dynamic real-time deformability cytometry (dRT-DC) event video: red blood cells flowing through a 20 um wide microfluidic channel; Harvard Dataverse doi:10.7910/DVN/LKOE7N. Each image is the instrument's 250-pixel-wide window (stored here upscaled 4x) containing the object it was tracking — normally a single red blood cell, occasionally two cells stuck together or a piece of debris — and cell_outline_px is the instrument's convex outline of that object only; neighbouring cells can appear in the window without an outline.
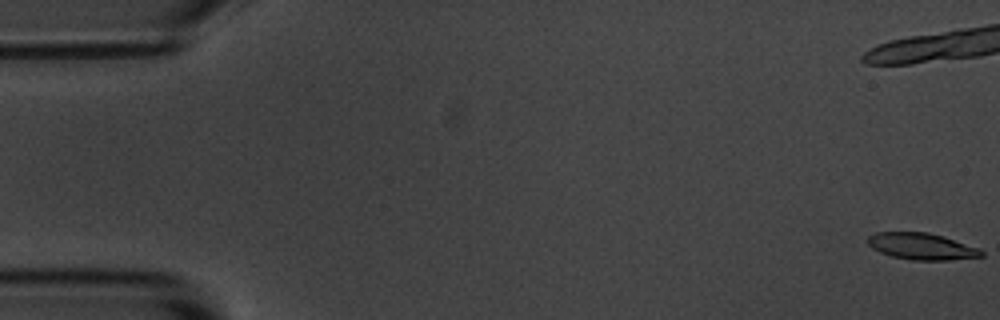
{"species": "common noctule bat (a hibernating species)", "species_latin": "Nyctalus noctula", "temperature_condition": "room temperature", "stored_images_in_passage": 21, "camera_frame_rate_fps": 3000, "um_per_image_px": 0.085, "animal": {"sex": "male", "body_mass_g": 20.1, "forearm_length_mm": 53.5}, "frame": {"image": 1, "passage_image": 1, "time_ms": 0.0, "image_size_px": [1000, 320], "cell_outline_px": [[984, 256], [948, 260], [912, 260], [892, 256], [880, 252], [872, 248], [868, 244], [868, 236], [876, 232], [928, 232], [944, 236], [980, 248], [984, 252]], "centroid_in_image_um": [78.36, 20.93], "position_along_channel_um": 6.6, "area_um2": 17.69}}